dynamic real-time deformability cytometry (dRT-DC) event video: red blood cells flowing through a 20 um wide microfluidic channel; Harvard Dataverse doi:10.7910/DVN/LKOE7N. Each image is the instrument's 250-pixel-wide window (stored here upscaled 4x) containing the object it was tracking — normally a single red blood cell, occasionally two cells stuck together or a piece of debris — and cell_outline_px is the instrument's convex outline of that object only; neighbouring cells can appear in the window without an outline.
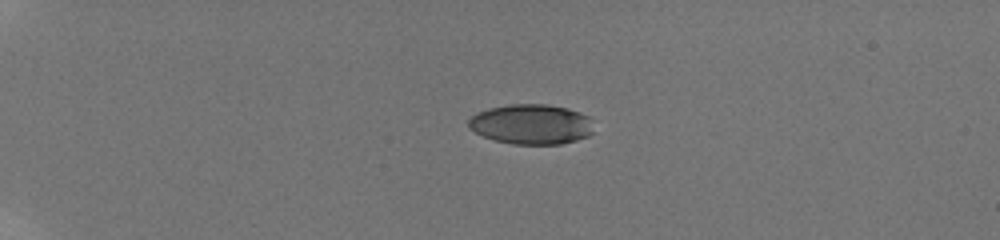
{"species": "human", "species_latin": "Homo sapiens", "temperature_condition": "room temperature", "stored_images_in_passage": 43, "camera_frame_rate_fps": 3000, "um_per_image_px": 0.085, "donor": {"sex": "male"}, "frame": {"image": 1, "passage_image": 1, "time_ms": 0.0, "image_size_px": [1000, 240], "cell_outline_px": [[592, 132], [588, 136], [576, 140], [560, 144], [512, 144], [496, 140], [484, 136], [468, 128], [468, 120], [476, 112], [488, 108], [512, 104], [548, 104], [568, 108], [580, 112], [588, 116]], "centroid_in_image_um": [45.13, 10.55], "position_along_channel_um": 39.9, "area_um2": 29.13}}
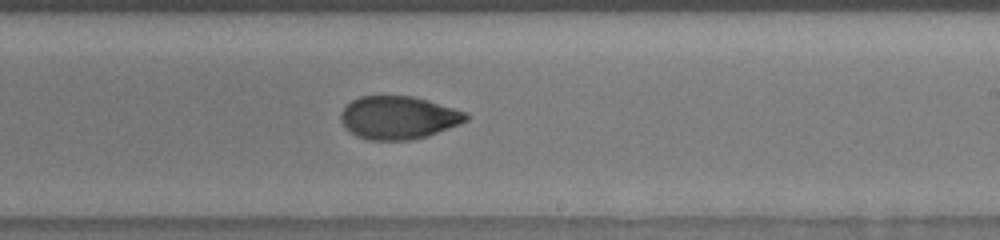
{"frame": {"image": 2, "passage_image": 24, "time_ms": 7.667, "image_size_px": [1000, 240], "cell_outline_px": [[468, 120], [460, 124], [424, 136], [408, 140], [368, 140], [356, 136], [348, 132], [344, 128], [340, 120], [340, 112], [352, 100], [360, 96], [412, 96], [452, 108], [464, 112], [468, 116]], "centroid_in_image_um": [33.78, 10.0], "position_along_channel_um": 255.2, "area_um2": 31.1}}
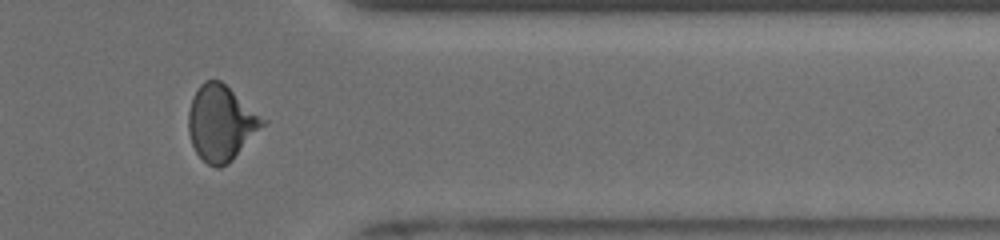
{"frame": {"image": 3, "passage_image": 35, "time_ms": 11.333, "image_size_px": [1000, 240], "cell_outline_px": [[268, 124], [228, 164], [220, 168], [216, 168], [208, 164], [196, 152], [192, 144], [188, 132], [188, 112], [192, 100], [200, 84], [204, 80], [220, 80], [268, 120]], "centroid_in_image_um": [18.83, 10.47], "position_along_channel_um": 392.6, "area_um2": 32.95}, "authors_computed_cell_mechanics": {"area_um2": 31.3854, "velocity_mm_per_s": 3.8669, "shape_relaxation_time_tau1_ms": 5.7864, "shape_relaxation_time_tau2_ms": 1.6102, "deformation_change_tau1": 0.1888, "deformation_change_tau2": 0.0604}}